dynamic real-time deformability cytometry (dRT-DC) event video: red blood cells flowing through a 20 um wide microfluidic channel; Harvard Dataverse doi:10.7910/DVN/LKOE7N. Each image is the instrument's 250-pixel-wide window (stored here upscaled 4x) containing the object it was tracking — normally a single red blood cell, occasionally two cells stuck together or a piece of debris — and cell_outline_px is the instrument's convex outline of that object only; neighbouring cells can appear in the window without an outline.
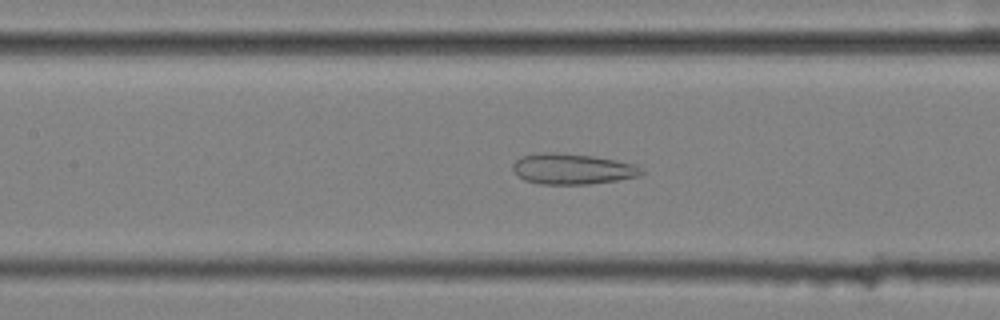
{"species": "common noctule bat (a hibernating species)", "species_latin": "Nyctalus noctula", "temperature_condition": "cold", "stored_images_in_passage": 58, "camera_frame_rate_fps": 3000, "um_per_image_px": 0.085, "animal": {"sex": "female", "body_mass_g": 25.1}, "frame": {"image": 1, "passage_image": 26, "time_ms": 8.333, "image_size_px": [1000, 320], "cell_outline_px": [[644, 172], [640, 176], [616, 180], [588, 184], [540, 184], [524, 180], [512, 168], [512, 164], [516, 160], [524, 156], [544, 152], [556, 152], [592, 156], [616, 160], [636, 164]], "centroid_in_image_um": [48.67, 14.36], "position_along_channel_um": 158.7, "area_um2": 22.83}}
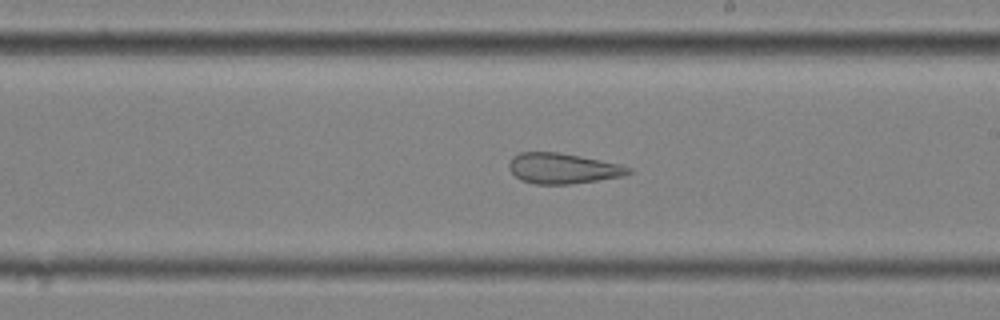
{"frame": {"image": 2, "passage_image": 33, "time_ms": 10.667, "image_size_px": [1000, 320], "cell_outline_px": [[632, 172], [624, 176], [568, 184], [536, 184], [520, 180], [508, 168], [508, 164], [512, 156], [520, 152], [560, 152], [620, 164], [632, 168]], "centroid_in_image_um": [47.82, 14.3], "position_along_channel_um": 241.2, "area_um2": 21.21}}
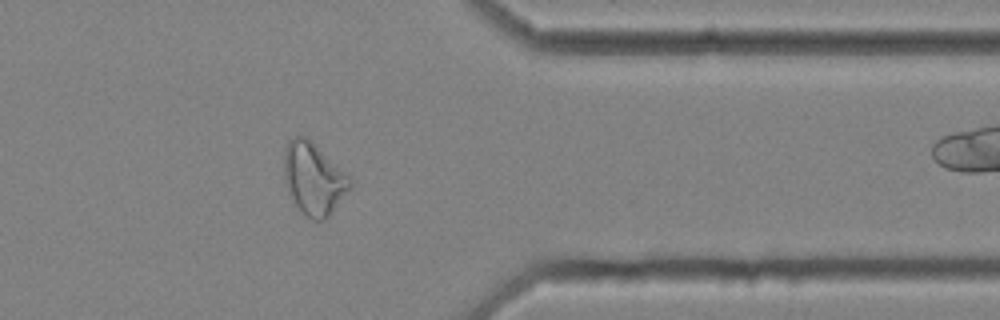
{"frame": {"image": 3, "passage_image": 46, "time_ms": 15.0, "image_size_px": [1000, 320], "cell_outline_px": [[352, 184], [332, 212], [324, 220], [312, 220], [300, 212], [288, 192], [284, 176], [284, 148], [288, 140], [296, 136], [308, 136], [352, 176]], "centroid_in_image_um": [26.67, 15.14], "position_along_channel_um": 384.7, "area_um2": 28.21}, "authors_computed_cell_mechanics": {"area_um2": 29.5647, "velocity_mm_per_s": 3.5435, "shape_relaxation_time_tau1_ms": null, "shape_relaxation_time_tau2_ms": 2.7601, "deformation_change_tau1": null, "deformation_change_tau2": 0.1292}}